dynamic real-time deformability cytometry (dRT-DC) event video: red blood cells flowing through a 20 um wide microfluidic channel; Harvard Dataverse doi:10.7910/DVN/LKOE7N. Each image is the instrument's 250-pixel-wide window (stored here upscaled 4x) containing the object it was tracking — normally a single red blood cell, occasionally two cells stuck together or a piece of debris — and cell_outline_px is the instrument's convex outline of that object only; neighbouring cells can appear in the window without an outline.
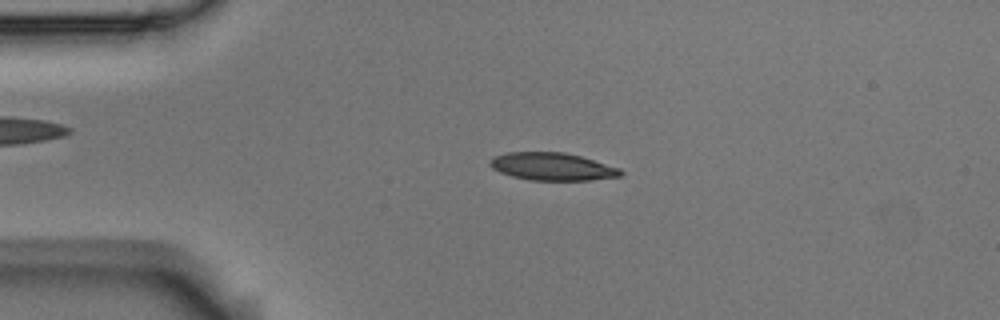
{"species": "Egyptian fruit bat (a non-hibernating species)", "species_latin": "Rousettus aegyptiacus", "temperature_condition": "room temperature", "stored_images_in_passage": 4, "camera_frame_rate_fps": 3000, "um_per_image_px": 0.085, "animal": {"sex": "male"}, "frame": {"image": 1, "passage_image": 3, "time_ms": 0.667, "image_size_px": [1000, 320], "cell_outline_px": [[624, 172], [620, 176], [588, 180], [532, 180], [512, 176], [500, 172], [492, 168], [488, 164], [488, 160], [492, 156], [508, 152], [564, 152], [580, 156], [620, 168]], "centroid_in_image_um": [46.9, 14.15], "position_along_channel_um": 38.1, "area_um2": 21.04}}